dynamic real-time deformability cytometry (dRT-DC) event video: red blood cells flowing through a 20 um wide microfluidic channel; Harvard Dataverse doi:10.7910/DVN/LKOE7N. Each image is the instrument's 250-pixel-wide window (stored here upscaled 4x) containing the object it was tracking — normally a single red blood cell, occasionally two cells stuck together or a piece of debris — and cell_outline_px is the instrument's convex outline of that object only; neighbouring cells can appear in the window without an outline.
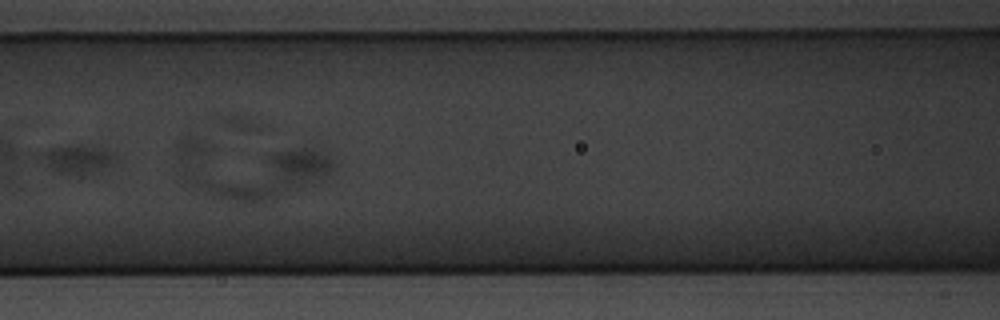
{"species": "common noctule bat (a hibernating species)", "species_latin": "Nyctalus noctula", "temperature_condition": "warm", "stored_images_in_passage": 17, "camera_frame_rate_fps": 3000, "um_per_image_px": 0.085, "animal": {"sex": "male", "body_mass_g": 20.1, "forearm_length_mm": 53.5}, "frame": {"image": 1, "passage_image": 8, "time_ms": 2.333, "image_size_px": [1000, 320], "cell_outline_px": [[116, 160], [112, 164], [92, 176], [72, 176], [56, 172], [48, 168], [36, 152], [48, 148], [72, 144], [88, 144], [104, 148], [116, 152]], "centroid_in_image_um": [6.59, 13.54], "position_along_channel_um": 160.0, "area_um2": 13.64}}
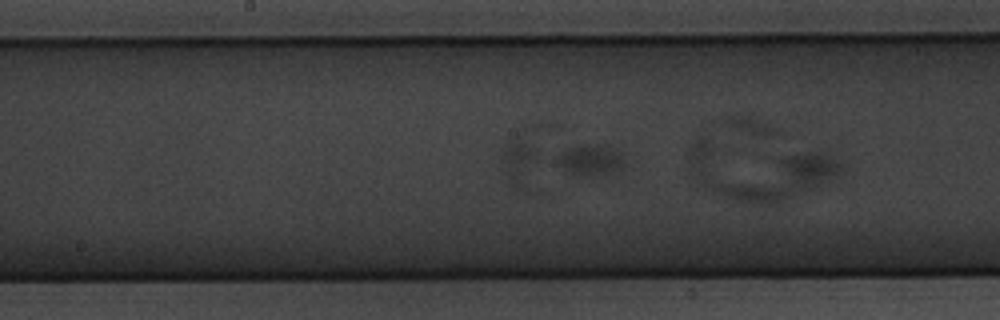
{"frame": {"image": 2, "passage_image": 11, "time_ms": 3.333, "image_size_px": [1000, 320], "cell_outline_px": [[628, 164], [612, 172], [596, 176], [576, 176], [564, 172], [552, 160], [564, 148], [576, 144], [612, 144], [624, 156]], "centroid_in_image_um": [50.15, 13.57], "position_along_channel_um": 198.0, "area_um2": 13.35}}
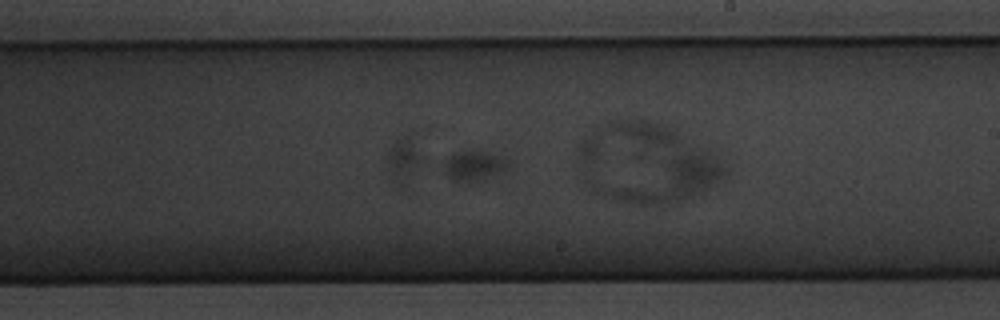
{"frame": {"image": 3, "passage_image": 15, "time_ms": 4.667, "image_size_px": [1000, 320], "cell_outline_px": [[512, 164], [504, 172], [476, 180], [452, 180], [444, 172], [444, 168], [448, 156], [460, 152], [488, 152], [500, 156], [508, 160]], "centroid_in_image_um": [40.35, 14.08], "position_along_channel_um": 248.6, "area_um2": 10.75}}